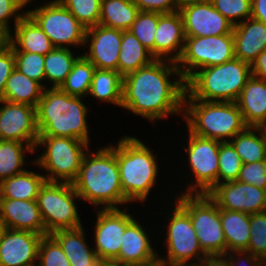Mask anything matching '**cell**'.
Segmentation results:
<instances>
[{
  "label": "cell",
  "mask_w": 266,
  "mask_h": 266,
  "mask_svg": "<svg viewBox=\"0 0 266 266\" xmlns=\"http://www.w3.org/2000/svg\"><path fill=\"white\" fill-rule=\"evenodd\" d=\"M185 93L176 62L155 59L123 77L121 107L155 124L173 114L183 117Z\"/></svg>",
  "instance_id": "1"
},
{
  "label": "cell",
  "mask_w": 266,
  "mask_h": 266,
  "mask_svg": "<svg viewBox=\"0 0 266 266\" xmlns=\"http://www.w3.org/2000/svg\"><path fill=\"white\" fill-rule=\"evenodd\" d=\"M97 149L94 152L89 148L85 153L72 185L80 199L94 205V209H118V205L130 202L122 190L116 146L110 143Z\"/></svg>",
  "instance_id": "2"
},
{
  "label": "cell",
  "mask_w": 266,
  "mask_h": 266,
  "mask_svg": "<svg viewBox=\"0 0 266 266\" xmlns=\"http://www.w3.org/2000/svg\"><path fill=\"white\" fill-rule=\"evenodd\" d=\"M83 99L60 88H44L36 107L39 136L68 137L90 144L89 110Z\"/></svg>",
  "instance_id": "3"
},
{
  "label": "cell",
  "mask_w": 266,
  "mask_h": 266,
  "mask_svg": "<svg viewBox=\"0 0 266 266\" xmlns=\"http://www.w3.org/2000/svg\"><path fill=\"white\" fill-rule=\"evenodd\" d=\"M116 158L125 198L131 203H144L159 176L156 154L140 139L124 135L118 139ZM147 199V200H146Z\"/></svg>",
  "instance_id": "4"
},
{
  "label": "cell",
  "mask_w": 266,
  "mask_h": 266,
  "mask_svg": "<svg viewBox=\"0 0 266 266\" xmlns=\"http://www.w3.org/2000/svg\"><path fill=\"white\" fill-rule=\"evenodd\" d=\"M251 76V65L237 58L199 69L186 81L184 99L236 102Z\"/></svg>",
  "instance_id": "5"
},
{
  "label": "cell",
  "mask_w": 266,
  "mask_h": 266,
  "mask_svg": "<svg viewBox=\"0 0 266 266\" xmlns=\"http://www.w3.org/2000/svg\"><path fill=\"white\" fill-rule=\"evenodd\" d=\"M183 115L192 134L229 142L247 125L236 102L184 99Z\"/></svg>",
  "instance_id": "6"
},
{
  "label": "cell",
  "mask_w": 266,
  "mask_h": 266,
  "mask_svg": "<svg viewBox=\"0 0 266 266\" xmlns=\"http://www.w3.org/2000/svg\"><path fill=\"white\" fill-rule=\"evenodd\" d=\"M39 147H44V153L31 162L48 172L44 175L46 181L72 183L78 176L90 144L68 137L38 136L35 153Z\"/></svg>",
  "instance_id": "7"
},
{
  "label": "cell",
  "mask_w": 266,
  "mask_h": 266,
  "mask_svg": "<svg viewBox=\"0 0 266 266\" xmlns=\"http://www.w3.org/2000/svg\"><path fill=\"white\" fill-rule=\"evenodd\" d=\"M174 200L189 213L202 251L208 257L224 256L227 244L218 205L208 194L180 193Z\"/></svg>",
  "instance_id": "8"
},
{
  "label": "cell",
  "mask_w": 266,
  "mask_h": 266,
  "mask_svg": "<svg viewBox=\"0 0 266 266\" xmlns=\"http://www.w3.org/2000/svg\"><path fill=\"white\" fill-rule=\"evenodd\" d=\"M173 206L171 215H168V225L165 224L167 232L163 243H166L167 255L159 256V265L195 266L208 256L200 248L189 213L176 200Z\"/></svg>",
  "instance_id": "9"
},
{
  "label": "cell",
  "mask_w": 266,
  "mask_h": 266,
  "mask_svg": "<svg viewBox=\"0 0 266 266\" xmlns=\"http://www.w3.org/2000/svg\"><path fill=\"white\" fill-rule=\"evenodd\" d=\"M76 199L81 201L72 183H44L37 196V203L45 225V235L61 229L83 226Z\"/></svg>",
  "instance_id": "10"
},
{
  "label": "cell",
  "mask_w": 266,
  "mask_h": 266,
  "mask_svg": "<svg viewBox=\"0 0 266 266\" xmlns=\"http://www.w3.org/2000/svg\"><path fill=\"white\" fill-rule=\"evenodd\" d=\"M26 12L49 37L54 47L72 49V46H84L87 28L59 0H51L34 9L28 8Z\"/></svg>",
  "instance_id": "11"
},
{
  "label": "cell",
  "mask_w": 266,
  "mask_h": 266,
  "mask_svg": "<svg viewBox=\"0 0 266 266\" xmlns=\"http://www.w3.org/2000/svg\"><path fill=\"white\" fill-rule=\"evenodd\" d=\"M235 58L234 36L223 34L207 37H186L177 67L187 81L197 70L220 65Z\"/></svg>",
  "instance_id": "12"
},
{
  "label": "cell",
  "mask_w": 266,
  "mask_h": 266,
  "mask_svg": "<svg viewBox=\"0 0 266 266\" xmlns=\"http://www.w3.org/2000/svg\"><path fill=\"white\" fill-rule=\"evenodd\" d=\"M187 153L189 172L194 181L181 194H208L218 184L220 141L201 137L188 131Z\"/></svg>",
  "instance_id": "13"
},
{
  "label": "cell",
  "mask_w": 266,
  "mask_h": 266,
  "mask_svg": "<svg viewBox=\"0 0 266 266\" xmlns=\"http://www.w3.org/2000/svg\"><path fill=\"white\" fill-rule=\"evenodd\" d=\"M96 212L93 248L101 262H112L119 255L125 228L134 217L127 208L98 209Z\"/></svg>",
  "instance_id": "14"
},
{
  "label": "cell",
  "mask_w": 266,
  "mask_h": 266,
  "mask_svg": "<svg viewBox=\"0 0 266 266\" xmlns=\"http://www.w3.org/2000/svg\"><path fill=\"white\" fill-rule=\"evenodd\" d=\"M38 136L36 107L0 99V140L19 141L35 151Z\"/></svg>",
  "instance_id": "15"
},
{
  "label": "cell",
  "mask_w": 266,
  "mask_h": 266,
  "mask_svg": "<svg viewBox=\"0 0 266 266\" xmlns=\"http://www.w3.org/2000/svg\"><path fill=\"white\" fill-rule=\"evenodd\" d=\"M179 12L185 37H207L231 34L233 25L212 3L182 0Z\"/></svg>",
  "instance_id": "16"
},
{
  "label": "cell",
  "mask_w": 266,
  "mask_h": 266,
  "mask_svg": "<svg viewBox=\"0 0 266 266\" xmlns=\"http://www.w3.org/2000/svg\"><path fill=\"white\" fill-rule=\"evenodd\" d=\"M208 195L219 209L240 211L249 215L266 211V189L241 181L217 184Z\"/></svg>",
  "instance_id": "17"
},
{
  "label": "cell",
  "mask_w": 266,
  "mask_h": 266,
  "mask_svg": "<svg viewBox=\"0 0 266 266\" xmlns=\"http://www.w3.org/2000/svg\"><path fill=\"white\" fill-rule=\"evenodd\" d=\"M122 31L102 25L86 29L84 48L87 50L82 55L88 59L96 69L115 70L118 72V59Z\"/></svg>",
  "instance_id": "18"
},
{
  "label": "cell",
  "mask_w": 266,
  "mask_h": 266,
  "mask_svg": "<svg viewBox=\"0 0 266 266\" xmlns=\"http://www.w3.org/2000/svg\"><path fill=\"white\" fill-rule=\"evenodd\" d=\"M140 219H133L122 235L119 255L112 261L123 266H157L159 252L153 248L152 242Z\"/></svg>",
  "instance_id": "19"
},
{
  "label": "cell",
  "mask_w": 266,
  "mask_h": 266,
  "mask_svg": "<svg viewBox=\"0 0 266 266\" xmlns=\"http://www.w3.org/2000/svg\"><path fill=\"white\" fill-rule=\"evenodd\" d=\"M44 235L4 228L0 235V266H37Z\"/></svg>",
  "instance_id": "20"
},
{
  "label": "cell",
  "mask_w": 266,
  "mask_h": 266,
  "mask_svg": "<svg viewBox=\"0 0 266 266\" xmlns=\"http://www.w3.org/2000/svg\"><path fill=\"white\" fill-rule=\"evenodd\" d=\"M154 38V58L177 63L182 55L186 38L179 11L158 13V25Z\"/></svg>",
  "instance_id": "21"
},
{
  "label": "cell",
  "mask_w": 266,
  "mask_h": 266,
  "mask_svg": "<svg viewBox=\"0 0 266 266\" xmlns=\"http://www.w3.org/2000/svg\"><path fill=\"white\" fill-rule=\"evenodd\" d=\"M0 219L6 229L26 230L45 236L37 200L0 199Z\"/></svg>",
  "instance_id": "22"
},
{
  "label": "cell",
  "mask_w": 266,
  "mask_h": 266,
  "mask_svg": "<svg viewBox=\"0 0 266 266\" xmlns=\"http://www.w3.org/2000/svg\"><path fill=\"white\" fill-rule=\"evenodd\" d=\"M235 58L252 64L257 56L266 49V24L248 18L233 26Z\"/></svg>",
  "instance_id": "23"
},
{
  "label": "cell",
  "mask_w": 266,
  "mask_h": 266,
  "mask_svg": "<svg viewBox=\"0 0 266 266\" xmlns=\"http://www.w3.org/2000/svg\"><path fill=\"white\" fill-rule=\"evenodd\" d=\"M84 227L61 229L50 235L59 243L71 266H99L95 249L85 239Z\"/></svg>",
  "instance_id": "24"
},
{
  "label": "cell",
  "mask_w": 266,
  "mask_h": 266,
  "mask_svg": "<svg viewBox=\"0 0 266 266\" xmlns=\"http://www.w3.org/2000/svg\"><path fill=\"white\" fill-rule=\"evenodd\" d=\"M13 29V34L8 35V44L13 51H25L45 56L54 48L49 37L28 14Z\"/></svg>",
  "instance_id": "25"
},
{
  "label": "cell",
  "mask_w": 266,
  "mask_h": 266,
  "mask_svg": "<svg viewBox=\"0 0 266 266\" xmlns=\"http://www.w3.org/2000/svg\"><path fill=\"white\" fill-rule=\"evenodd\" d=\"M236 103L245 124L259 127L266 119V80L251 76Z\"/></svg>",
  "instance_id": "26"
},
{
  "label": "cell",
  "mask_w": 266,
  "mask_h": 266,
  "mask_svg": "<svg viewBox=\"0 0 266 266\" xmlns=\"http://www.w3.org/2000/svg\"><path fill=\"white\" fill-rule=\"evenodd\" d=\"M45 174L27 169L0 183V199L37 200L41 187L46 182Z\"/></svg>",
  "instance_id": "27"
},
{
  "label": "cell",
  "mask_w": 266,
  "mask_h": 266,
  "mask_svg": "<svg viewBox=\"0 0 266 266\" xmlns=\"http://www.w3.org/2000/svg\"><path fill=\"white\" fill-rule=\"evenodd\" d=\"M221 225L227 244V253L247 250L250 241V215L220 209Z\"/></svg>",
  "instance_id": "28"
},
{
  "label": "cell",
  "mask_w": 266,
  "mask_h": 266,
  "mask_svg": "<svg viewBox=\"0 0 266 266\" xmlns=\"http://www.w3.org/2000/svg\"><path fill=\"white\" fill-rule=\"evenodd\" d=\"M155 58L131 31H122V41L118 59V72L125 75L151 64Z\"/></svg>",
  "instance_id": "29"
},
{
  "label": "cell",
  "mask_w": 266,
  "mask_h": 266,
  "mask_svg": "<svg viewBox=\"0 0 266 266\" xmlns=\"http://www.w3.org/2000/svg\"><path fill=\"white\" fill-rule=\"evenodd\" d=\"M43 91L44 87L39 82L30 79L15 68L6 81L2 99L37 107Z\"/></svg>",
  "instance_id": "30"
},
{
  "label": "cell",
  "mask_w": 266,
  "mask_h": 266,
  "mask_svg": "<svg viewBox=\"0 0 266 266\" xmlns=\"http://www.w3.org/2000/svg\"><path fill=\"white\" fill-rule=\"evenodd\" d=\"M123 76L115 70L95 69L89 95L102 103L122 104Z\"/></svg>",
  "instance_id": "31"
},
{
  "label": "cell",
  "mask_w": 266,
  "mask_h": 266,
  "mask_svg": "<svg viewBox=\"0 0 266 266\" xmlns=\"http://www.w3.org/2000/svg\"><path fill=\"white\" fill-rule=\"evenodd\" d=\"M139 12L133 0H101L99 25L126 31L131 28Z\"/></svg>",
  "instance_id": "32"
},
{
  "label": "cell",
  "mask_w": 266,
  "mask_h": 266,
  "mask_svg": "<svg viewBox=\"0 0 266 266\" xmlns=\"http://www.w3.org/2000/svg\"><path fill=\"white\" fill-rule=\"evenodd\" d=\"M242 163L266 161V137L259 127L247 126L229 141Z\"/></svg>",
  "instance_id": "33"
},
{
  "label": "cell",
  "mask_w": 266,
  "mask_h": 266,
  "mask_svg": "<svg viewBox=\"0 0 266 266\" xmlns=\"http://www.w3.org/2000/svg\"><path fill=\"white\" fill-rule=\"evenodd\" d=\"M70 48L54 47L45 55V81L51 83L50 88H60L72 70L73 64L82 55L73 54Z\"/></svg>",
  "instance_id": "34"
},
{
  "label": "cell",
  "mask_w": 266,
  "mask_h": 266,
  "mask_svg": "<svg viewBox=\"0 0 266 266\" xmlns=\"http://www.w3.org/2000/svg\"><path fill=\"white\" fill-rule=\"evenodd\" d=\"M28 153L34 154V150L25 143L0 140V183L26 170L25 156Z\"/></svg>",
  "instance_id": "35"
},
{
  "label": "cell",
  "mask_w": 266,
  "mask_h": 266,
  "mask_svg": "<svg viewBox=\"0 0 266 266\" xmlns=\"http://www.w3.org/2000/svg\"><path fill=\"white\" fill-rule=\"evenodd\" d=\"M95 69V66L81 55L73 64L60 89L71 96L87 97Z\"/></svg>",
  "instance_id": "36"
},
{
  "label": "cell",
  "mask_w": 266,
  "mask_h": 266,
  "mask_svg": "<svg viewBox=\"0 0 266 266\" xmlns=\"http://www.w3.org/2000/svg\"><path fill=\"white\" fill-rule=\"evenodd\" d=\"M218 184L237 180L242 160L230 142H220Z\"/></svg>",
  "instance_id": "37"
},
{
  "label": "cell",
  "mask_w": 266,
  "mask_h": 266,
  "mask_svg": "<svg viewBox=\"0 0 266 266\" xmlns=\"http://www.w3.org/2000/svg\"><path fill=\"white\" fill-rule=\"evenodd\" d=\"M158 25V13L140 11L129 31L148 49L154 57L155 32Z\"/></svg>",
  "instance_id": "38"
},
{
  "label": "cell",
  "mask_w": 266,
  "mask_h": 266,
  "mask_svg": "<svg viewBox=\"0 0 266 266\" xmlns=\"http://www.w3.org/2000/svg\"><path fill=\"white\" fill-rule=\"evenodd\" d=\"M86 28L99 24L101 0H59Z\"/></svg>",
  "instance_id": "39"
},
{
  "label": "cell",
  "mask_w": 266,
  "mask_h": 266,
  "mask_svg": "<svg viewBox=\"0 0 266 266\" xmlns=\"http://www.w3.org/2000/svg\"><path fill=\"white\" fill-rule=\"evenodd\" d=\"M15 68L21 73L39 82L44 88H48L45 82L44 62L45 56L37 53H30L25 51H14Z\"/></svg>",
  "instance_id": "40"
},
{
  "label": "cell",
  "mask_w": 266,
  "mask_h": 266,
  "mask_svg": "<svg viewBox=\"0 0 266 266\" xmlns=\"http://www.w3.org/2000/svg\"><path fill=\"white\" fill-rule=\"evenodd\" d=\"M248 252L266 261V211L250 215Z\"/></svg>",
  "instance_id": "41"
},
{
  "label": "cell",
  "mask_w": 266,
  "mask_h": 266,
  "mask_svg": "<svg viewBox=\"0 0 266 266\" xmlns=\"http://www.w3.org/2000/svg\"><path fill=\"white\" fill-rule=\"evenodd\" d=\"M37 266H71L59 243L50 235L43 236Z\"/></svg>",
  "instance_id": "42"
},
{
  "label": "cell",
  "mask_w": 266,
  "mask_h": 266,
  "mask_svg": "<svg viewBox=\"0 0 266 266\" xmlns=\"http://www.w3.org/2000/svg\"><path fill=\"white\" fill-rule=\"evenodd\" d=\"M212 4L233 26L251 18V0H214Z\"/></svg>",
  "instance_id": "43"
},
{
  "label": "cell",
  "mask_w": 266,
  "mask_h": 266,
  "mask_svg": "<svg viewBox=\"0 0 266 266\" xmlns=\"http://www.w3.org/2000/svg\"><path fill=\"white\" fill-rule=\"evenodd\" d=\"M27 2L25 0H0V30L7 35L11 34L10 19H13L15 25L27 14L22 10L26 8ZM21 11V12H20ZM12 17V18H11ZM10 25V26H9Z\"/></svg>",
  "instance_id": "44"
},
{
  "label": "cell",
  "mask_w": 266,
  "mask_h": 266,
  "mask_svg": "<svg viewBox=\"0 0 266 266\" xmlns=\"http://www.w3.org/2000/svg\"><path fill=\"white\" fill-rule=\"evenodd\" d=\"M237 181L266 189V161L242 164Z\"/></svg>",
  "instance_id": "45"
},
{
  "label": "cell",
  "mask_w": 266,
  "mask_h": 266,
  "mask_svg": "<svg viewBox=\"0 0 266 266\" xmlns=\"http://www.w3.org/2000/svg\"><path fill=\"white\" fill-rule=\"evenodd\" d=\"M182 0H133L140 11L157 12L160 14L179 11Z\"/></svg>",
  "instance_id": "46"
},
{
  "label": "cell",
  "mask_w": 266,
  "mask_h": 266,
  "mask_svg": "<svg viewBox=\"0 0 266 266\" xmlns=\"http://www.w3.org/2000/svg\"><path fill=\"white\" fill-rule=\"evenodd\" d=\"M15 69V56L12 47L7 44L0 50V99L10 74Z\"/></svg>",
  "instance_id": "47"
},
{
  "label": "cell",
  "mask_w": 266,
  "mask_h": 266,
  "mask_svg": "<svg viewBox=\"0 0 266 266\" xmlns=\"http://www.w3.org/2000/svg\"><path fill=\"white\" fill-rule=\"evenodd\" d=\"M222 258L229 266H266V261L252 255L246 250L231 251L226 253Z\"/></svg>",
  "instance_id": "48"
},
{
  "label": "cell",
  "mask_w": 266,
  "mask_h": 266,
  "mask_svg": "<svg viewBox=\"0 0 266 266\" xmlns=\"http://www.w3.org/2000/svg\"><path fill=\"white\" fill-rule=\"evenodd\" d=\"M251 75L266 80V49L251 64Z\"/></svg>",
  "instance_id": "49"
},
{
  "label": "cell",
  "mask_w": 266,
  "mask_h": 266,
  "mask_svg": "<svg viewBox=\"0 0 266 266\" xmlns=\"http://www.w3.org/2000/svg\"><path fill=\"white\" fill-rule=\"evenodd\" d=\"M251 18L266 24V0H251Z\"/></svg>",
  "instance_id": "50"
},
{
  "label": "cell",
  "mask_w": 266,
  "mask_h": 266,
  "mask_svg": "<svg viewBox=\"0 0 266 266\" xmlns=\"http://www.w3.org/2000/svg\"><path fill=\"white\" fill-rule=\"evenodd\" d=\"M195 266H229L222 257H208Z\"/></svg>",
  "instance_id": "51"
},
{
  "label": "cell",
  "mask_w": 266,
  "mask_h": 266,
  "mask_svg": "<svg viewBox=\"0 0 266 266\" xmlns=\"http://www.w3.org/2000/svg\"><path fill=\"white\" fill-rule=\"evenodd\" d=\"M8 44V35L0 30V50Z\"/></svg>",
  "instance_id": "52"
},
{
  "label": "cell",
  "mask_w": 266,
  "mask_h": 266,
  "mask_svg": "<svg viewBox=\"0 0 266 266\" xmlns=\"http://www.w3.org/2000/svg\"><path fill=\"white\" fill-rule=\"evenodd\" d=\"M259 128L266 137V119L259 125Z\"/></svg>",
  "instance_id": "53"
},
{
  "label": "cell",
  "mask_w": 266,
  "mask_h": 266,
  "mask_svg": "<svg viewBox=\"0 0 266 266\" xmlns=\"http://www.w3.org/2000/svg\"><path fill=\"white\" fill-rule=\"evenodd\" d=\"M99 266H123L113 262H101Z\"/></svg>",
  "instance_id": "54"
},
{
  "label": "cell",
  "mask_w": 266,
  "mask_h": 266,
  "mask_svg": "<svg viewBox=\"0 0 266 266\" xmlns=\"http://www.w3.org/2000/svg\"><path fill=\"white\" fill-rule=\"evenodd\" d=\"M187 1L212 3L214 0H187Z\"/></svg>",
  "instance_id": "55"
},
{
  "label": "cell",
  "mask_w": 266,
  "mask_h": 266,
  "mask_svg": "<svg viewBox=\"0 0 266 266\" xmlns=\"http://www.w3.org/2000/svg\"><path fill=\"white\" fill-rule=\"evenodd\" d=\"M3 229H4V226H3V223H2V221L0 219V235H1L2 231H3Z\"/></svg>",
  "instance_id": "56"
},
{
  "label": "cell",
  "mask_w": 266,
  "mask_h": 266,
  "mask_svg": "<svg viewBox=\"0 0 266 266\" xmlns=\"http://www.w3.org/2000/svg\"><path fill=\"white\" fill-rule=\"evenodd\" d=\"M26 2H27V4L29 5V3L31 2V4H32V1L33 0H25Z\"/></svg>",
  "instance_id": "57"
}]
</instances>
